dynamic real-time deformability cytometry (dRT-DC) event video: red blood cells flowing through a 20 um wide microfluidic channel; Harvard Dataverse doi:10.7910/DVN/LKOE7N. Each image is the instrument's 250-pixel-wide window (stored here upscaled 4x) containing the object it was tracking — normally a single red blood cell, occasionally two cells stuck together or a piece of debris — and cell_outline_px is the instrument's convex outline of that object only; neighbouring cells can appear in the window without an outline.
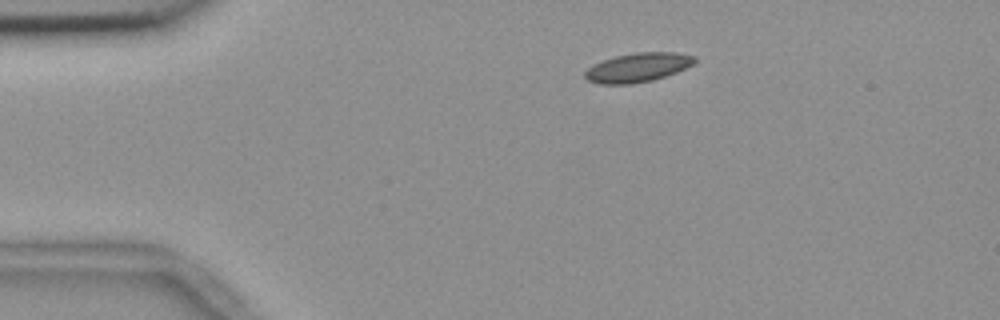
{"species": "common noctule bat (a hibernating species)", "species_latin": "Nyctalus noctula", "temperature_condition": "room temperature", "stored_images_in_passage": 2, "camera_frame_rate_fps": 3000, "um_per_image_px": 0.085, "animal": {"sex": "female", "body_mass_g": 18.4}, "frame": {"image": 1, "passage_image": 1, "time_ms": 0.0, "image_size_px": [1000, 320], "cell_outline_px": [[696, 60], [692, 64], [676, 72], [652, 80], [632, 84], [600, 84], [588, 80], [584, 76], [584, 72], [592, 64], [616, 56], [636, 52], [676, 52], [696, 56]], "centroid_in_image_um": [54.19, 5.73], "position_along_channel_um": 30.8, "area_um2": 18.5}}